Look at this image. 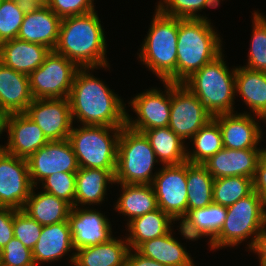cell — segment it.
<instances>
[{
	"instance_id": "d4e9b609",
	"label": "cell",
	"mask_w": 266,
	"mask_h": 266,
	"mask_svg": "<svg viewBox=\"0 0 266 266\" xmlns=\"http://www.w3.org/2000/svg\"><path fill=\"white\" fill-rule=\"evenodd\" d=\"M129 250L126 239L113 237L107 242L76 250L70 262L74 266H125Z\"/></svg>"
},
{
	"instance_id": "d590c367",
	"label": "cell",
	"mask_w": 266,
	"mask_h": 266,
	"mask_svg": "<svg viewBox=\"0 0 266 266\" xmlns=\"http://www.w3.org/2000/svg\"><path fill=\"white\" fill-rule=\"evenodd\" d=\"M248 63L243 66L253 71L266 72V17L255 11Z\"/></svg>"
},
{
	"instance_id": "7402d4cb",
	"label": "cell",
	"mask_w": 266,
	"mask_h": 266,
	"mask_svg": "<svg viewBox=\"0 0 266 266\" xmlns=\"http://www.w3.org/2000/svg\"><path fill=\"white\" fill-rule=\"evenodd\" d=\"M227 215V207L211 203L204 208L191 210L179 223L185 239L198 240L209 237V243L220 232Z\"/></svg>"
},
{
	"instance_id": "d6a6232c",
	"label": "cell",
	"mask_w": 266,
	"mask_h": 266,
	"mask_svg": "<svg viewBox=\"0 0 266 266\" xmlns=\"http://www.w3.org/2000/svg\"><path fill=\"white\" fill-rule=\"evenodd\" d=\"M214 178L203 164L187 161V214L213 203Z\"/></svg>"
},
{
	"instance_id": "e575fe53",
	"label": "cell",
	"mask_w": 266,
	"mask_h": 266,
	"mask_svg": "<svg viewBox=\"0 0 266 266\" xmlns=\"http://www.w3.org/2000/svg\"><path fill=\"white\" fill-rule=\"evenodd\" d=\"M253 178L229 176L214 179L213 203L224 207L233 205L253 191Z\"/></svg>"
},
{
	"instance_id": "8d00e7d4",
	"label": "cell",
	"mask_w": 266,
	"mask_h": 266,
	"mask_svg": "<svg viewBox=\"0 0 266 266\" xmlns=\"http://www.w3.org/2000/svg\"><path fill=\"white\" fill-rule=\"evenodd\" d=\"M162 1V2H161ZM156 5L157 9L170 17L181 19H208L197 12L207 7L216 8L220 0H161Z\"/></svg>"
},
{
	"instance_id": "f6af8a7d",
	"label": "cell",
	"mask_w": 266,
	"mask_h": 266,
	"mask_svg": "<svg viewBox=\"0 0 266 266\" xmlns=\"http://www.w3.org/2000/svg\"><path fill=\"white\" fill-rule=\"evenodd\" d=\"M131 251L132 249L127 254L125 266H166L153 259L142 256L135 249L133 253Z\"/></svg>"
},
{
	"instance_id": "ee69618b",
	"label": "cell",
	"mask_w": 266,
	"mask_h": 266,
	"mask_svg": "<svg viewBox=\"0 0 266 266\" xmlns=\"http://www.w3.org/2000/svg\"><path fill=\"white\" fill-rule=\"evenodd\" d=\"M253 190L261 197L266 205V154H264L258 164L252 179Z\"/></svg>"
},
{
	"instance_id": "6da1fadb",
	"label": "cell",
	"mask_w": 266,
	"mask_h": 266,
	"mask_svg": "<svg viewBox=\"0 0 266 266\" xmlns=\"http://www.w3.org/2000/svg\"><path fill=\"white\" fill-rule=\"evenodd\" d=\"M96 68H79L69 94L72 121L82 125L123 127L126 107L105 83L90 74Z\"/></svg>"
},
{
	"instance_id": "f546056e",
	"label": "cell",
	"mask_w": 266,
	"mask_h": 266,
	"mask_svg": "<svg viewBox=\"0 0 266 266\" xmlns=\"http://www.w3.org/2000/svg\"><path fill=\"white\" fill-rule=\"evenodd\" d=\"M174 220L159 207L140 217L132 219L126 226L129 248L134 250L145 241L162 237L171 230Z\"/></svg>"
},
{
	"instance_id": "3957f363",
	"label": "cell",
	"mask_w": 266,
	"mask_h": 266,
	"mask_svg": "<svg viewBox=\"0 0 266 266\" xmlns=\"http://www.w3.org/2000/svg\"><path fill=\"white\" fill-rule=\"evenodd\" d=\"M209 22L204 18H179L177 83H183L222 53L221 38Z\"/></svg>"
},
{
	"instance_id": "4fadbf2b",
	"label": "cell",
	"mask_w": 266,
	"mask_h": 266,
	"mask_svg": "<svg viewBox=\"0 0 266 266\" xmlns=\"http://www.w3.org/2000/svg\"><path fill=\"white\" fill-rule=\"evenodd\" d=\"M32 188L27 159L0 151V207L23 209Z\"/></svg>"
},
{
	"instance_id": "4dcf8cb0",
	"label": "cell",
	"mask_w": 266,
	"mask_h": 266,
	"mask_svg": "<svg viewBox=\"0 0 266 266\" xmlns=\"http://www.w3.org/2000/svg\"><path fill=\"white\" fill-rule=\"evenodd\" d=\"M235 86L252 113L257 117L266 113V72L236 67Z\"/></svg>"
},
{
	"instance_id": "cb8c5ba5",
	"label": "cell",
	"mask_w": 266,
	"mask_h": 266,
	"mask_svg": "<svg viewBox=\"0 0 266 266\" xmlns=\"http://www.w3.org/2000/svg\"><path fill=\"white\" fill-rule=\"evenodd\" d=\"M50 49L18 38L0 44V61L17 72L29 75L43 64Z\"/></svg>"
},
{
	"instance_id": "7c38bea8",
	"label": "cell",
	"mask_w": 266,
	"mask_h": 266,
	"mask_svg": "<svg viewBox=\"0 0 266 266\" xmlns=\"http://www.w3.org/2000/svg\"><path fill=\"white\" fill-rule=\"evenodd\" d=\"M163 84L165 91L152 88L136 95L128 102L137 114V119L132 120L133 118L126 113L127 127L142 133L153 128L168 127L171 112V82Z\"/></svg>"
},
{
	"instance_id": "7dc6e473",
	"label": "cell",
	"mask_w": 266,
	"mask_h": 266,
	"mask_svg": "<svg viewBox=\"0 0 266 266\" xmlns=\"http://www.w3.org/2000/svg\"><path fill=\"white\" fill-rule=\"evenodd\" d=\"M9 114L3 110H0V136L3 134L2 132L7 129V119H8ZM3 145H0V151L4 150Z\"/></svg>"
},
{
	"instance_id": "30bf717a",
	"label": "cell",
	"mask_w": 266,
	"mask_h": 266,
	"mask_svg": "<svg viewBox=\"0 0 266 266\" xmlns=\"http://www.w3.org/2000/svg\"><path fill=\"white\" fill-rule=\"evenodd\" d=\"M213 116L182 83L171 82V112L168 127L183 141L191 139Z\"/></svg>"
},
{
	"instance_id": "2e32d148",
	"label": "cell",
	"mask_w": 266,
	"mask_h": 266,
	"mask_svg": "<svg viewBox=\"0 0 266 266\" xmlns=\"http://www.w3.org/2000/svg\"><path fill=\"white\" fill-rule=\"evenodd\" d=\"M87 208L89 207L83 209L74 206L68 215L75 252L80 248L98 245L113 238L110 220L100 211Z\"/></svg>"
},
{
	"instance_id": "d6986e66",
	"label": "cell",
	"mask_w": 266,
	"mask_h": 266,
	"mask_svg": "<svg viewBox=\"0 0 266 266\" xmlns=\"http://www.w3.org/2000/svg\"><path fill=\"white\" fill-rule=\"evenodd\" d=\"M62 19L46 4L28 7L17 38L54 50Z\"/></svg>"
},
{
	"instance_id": "b9f144b4",
	"label": "cell",
	"mask_w": 266,
	"mask_h": 266,
	"mask_svg": "<svg viewBox=\"0 0 266 266\" xmlns=\"http://www.w3.org/2000/svg\"><path fill=\"white\" fill-rule=\"evenodd\" d=\"M45 4L61 19L95 11L94 0H45Z\"/></svg>"
},
{
	"instance_id": "ac0fdd59",
	"label": "cell",
	"mask_w": 266,
	"mask_h": 266,
	"mask_svg": "<svg viewBox=\"0 0 266 266\" xmlns=\"http://www.w3.org/2000/svg\"><path fill=\"white\" fill-rule=\"evenodd\" d=\"M264 154L266 148L235 150L223 147L203 165L214 179L229 176L253 178L257 164Z\"/></svg>"
},
{
	"instance_id": "52a82bcc",
	"label": "cell",
	"mask_w": 266,
	"mask_h": 266,
	"mask_svg": "<svg viewBox=\"0 0 266 266\" xmlns=\"http://www.w3.org/2000/svg\"><path fill=\"white\" fill-rule=\"evenodd\" d=\"M265 207L263 200L254 190L228 206L224 224L217 236L209 243L210 248L215 250L227 246L234 247L252 236L248 244L251 251L266 221Z\"/></svg>"
},
{
	"instance_id": "5bb4252c",
	"label": "cell",
	"mask_w": 266,
	"mask_h": 266,
	"mask_svg": "<svg viewBox=\"0 0 266 266\" xmlns=\"http://www.w3.org/2000/svg\"><path fill=\"white\" fill-rule=\"evenodd\" d=\"M30 181L34 187L46 177L60 172L79 170L76 155L68 139L49 141L28 159Z\"/></svg>"
},
{
	"instance_id": "9a60e30c",
	"label": "cell",
	"mask_w": 266,
	"mask_h": 266,
	"mask_svg": "<svg viewBox=\"0 0 266 266\" xmlns=\"http://www.w3.org/2000/svg\"><path fill=\"white\" fill-rule=\"evenodd\" d=\"M25 113L49 141L68 139L73 125L68 98L33 99Z\"/></svg>"
},
{
	"instance_id": "8fae6325",
	"label": "cell",
	"mask_w": 266,
	"mask_h": 266,
	"mask_svg": "<svg viewBox=\"0 0 266 266\" xmlns=\"http://www.w3.org/2000/svg\"><path fill=\"white\" fill-rule=\"evenodd\" d=\"M152 186L157 205L174 221L187 215V161L178 165H164L154 177Z\"/></svg>"
},
{
	"instance_id": "c3c4849f",
	"label": "cell",
	"mask_w": 266,
	"mask_h": 266,
	"mask_svg": "<svg viewBox=\"0 0 266 266\" xmlns=\"http://www.w3.org/2000/svg\"><path fill=\"white\" fill-rule=\"evenodd\" d=\"M12 1L24 4L28 7H35L45 4V0H12Z\"/></svg>"
},
{
	"instance_id": "484cf974",
	"label": "cell",
	"mask_w": 266,
	"mask_h": 266,
	"mask_svg": "<svg viewBox=\"0 0 266 266\" xmlns=\"http://www.w3.org/2000/svg\"><path fill=\"white\" fill-rule=\"evenodd\" d=\"M110 183H115V175L110 170L79 167L76 172L75 207L102 203Z\"/></svg>"
},
{
	"instance_id": "5b68a950",
	"label": "cell",
	"mask_w": 266,
	"mask_h": 266,
	"mask_svg": "<svg viewBox=\"0 0 266 266\" xmlns=\"http://www.w3.org/2000/svg\"><path fill=\"white\" fill-rule=\"evenodd\" d=\"M223 52L193 73L182 84L186 86L214 117L233 113L236 94V68L226 66Z\"/></svg>"
},
{
	"instance_id": "836d02e7",
	"label": "cell",
	"mask_w": 266,
	"mask_h": 266,
	"mask_svg": "<svg viewBox=\"0 0 266 266\" xmlns=\"http://www.w3.org/2000/svg\"><path fill=\"white\" fill-rule=\"evenodd\" d=\"M193 150L186 152V160L193 164H203L223 146L219 124L212 118L192 138Z\"/></svg>"
},
{
	"instance_id": "60d3db41",
	"label": "cell",
	"mask_w": 266,
	"mask_h": 266,
	"mask_svg": "<svg viewBox=\"0 0 266 266\" xmlns=\"http://www.w3.org/2000/svg\"><path fill=\"white\" fill-rule=\"evenodd\" d=\"M0 266H36L32 250L15 237L0 251Z\"/></svg>"
},
{
	"instance_id": "e0dca14e",
	"label": "cell",
	"mask_w": 266,
	"mask_h": 266,
	"mask_svg": "<svg viewBox=\"0 0 266 266\" xmlns=\"http://www.w3.org/2000/svg\"><path fill=\"white\" fill-rule=\"evenodd\" d=\"M254 116V117H253ZM245 113H226L214 116L219 124L224 148L235 150L260 149L257 145L261 142L262 129L256 122L255 116Z\"/></svg>"
},
{
	"instance_id": "74e56055",
	"label": "cell",
	"mask_w": 266,
	"mask_h": 266,
	"mask_svg": "<svg viewBox=\"0 0 266 266\" xmlns=\"http://www.w3.org/2000/svg\"><path fill=\"white\" fill-rule=\"evenodd\" d=\"M28 6L3 0L0 6V44L17 38Z\"/></svg>"
},
{
	"instance_id": "ab89813d",
	"label": "cell",
	"mask_w": 266,
	"mask_h": 266,
	"mask_svg": "<svg viewBox=\"0 0 266 266\" xmlns=\"http://www.w3.org/2000/svg\"><path fill=\"white\" fill-rule=\"evenodd\" d=\"M42 225L27 215L22 209H14L13 231L14 237L28 249L33 250L39 240Z\"/></svg>"
},
{
	"instance_id": "1f68e13d",
	"label": "cell",
	"mask_w": 266,
	"mask_h": 266,
	"mask_svg": "<svg viewBox=\"0 0 266 266\" xmlns=\"http://www.w3.org/2000/svg\"><path fill=\"white\" fill-rule=\"evenodd\" d=\"M143 133L162 165H178L187 161L185 141L169 127L153 128Z\"/></svg>"
},
{
	"instance_id": "bcb514c9",
	"label": "cell",
	"mask_w": 266,
	"mask_h": 266,
	"mask_svg": "<svg viewBox=\"0 0 266 266\" xmlns=\"http://www.w3.org/2000/svg\"><path fill=\"white\" fill-rule=\"evenodd\" d=\"M251 250L258 254L260 266H266V221Z\"/></svg>"
},
{
	"instance_id": "7bdbcfd3",
	"label": "cell",
	"mask_w": 266,
	"mask_h": 266,
	"mask_svg": "<svg viewBox=\"0 0 266 266\" xmlns=\"http://www.w3.org/2000/svg\"><path fill=\"white\" fill-rule=\"evenodd\" d=\"M14 208L0 207V251L14 238Z\"/></svg>"
},
{
	"instance_id": "ba28073f",
	"label": "cell",
	"mask_w": 266,
	"mask_h": 266,
	"mask_svg": "<svg viewBox=\"0 0 266 266\" xmlns=\"http://www.w3.org/2000/svg\"><path fill=\"white\" fill-rule=\"evenodd\" d=\"M144 133L126 125L122 127L117 149L115 183L152 184L157 172L152 173L158 161Z\"/></svg>"
},
{
	"instance_id": "f1b7e54d",
	"label": "cell",
	"mask_w": 266,
	"mask_h": 266,
	"mask_svg": "<svg viewBox=\"0 0 266 266\" xmlns=\"http://www.w3.org/2000/svg\"><path fill=\"white\" fill-rule=\"evenodd\" d=\"M120 184L122 194L118 198L115 210L128 216L127 224L137 217L158 208L152 184Z\"/></svg>"
},
{
	"instance_id": "4316f807",
	"label": "cell",
	"mask_w": 266,
	"mask_h": 266,
	"mask_svg": "<svg viewBox=\"0 0 266 266\" xmlns=\"http://www.w3.org/2000/svg\"><path fill=\"white\" fill-rule=\"evenodd\" d=\"M135 250L166 266H195L185 247L172 236V229L162 237L143 242Z\"/></svg>"
},
{
	"instance_id": "83f0119b",
	"label": "cell",
	"mask_w": 266,
	"mask_h": 266,
	"mask_svg": "<svg viewBox=\"0 0 266 266\" xmlns=\"http://www.w3.org/2000/svg\"><path fill=\"white\" fill-rule=\"evenodd\" d=\"M34 187L23 211L42 226L68 221L72 206L65 200L44 191L35 194Z\"/></svg>"
},
{
	"instance_id": "9c48e42d",
	"label": "cell",
	"mask_w": 266,
	"mask_h": 266,
	"mask_svg": "<svg viewBox=\"0 0 266 266\" xmlns=\"http://www.w3.org/2000/svg\"><path fill=\"white\" fill-rule=\"evenodd\" d=\"M78 69L74 62L50 50L43 64L29 74L33 99L68 98Z\"/></svg>"
},
{
	"instance_id": "7a4b0ae2",
	"label": "cell",
	"mask_w": 266,
	"mask_h": 266,
	"mask_svg": "<svg viewBox=\"0 0 266 266\" xmlns=\"http://www.w3.org/2000/svg\"><path fill=\"white\" fill-rule=\"evenodd\" d=\"M63 18L54 51L74 62L79 68H108L105 57L107 42L96 13Z\"/></svg>"
},
{
	"instance_id": "603a6c76",
	"label": "cell",
	"mask_w": 266,
	"mask_h": 266,
	"mask_svg": "<svg viewBox=\"0 0 266 266\" xmlns=\"http://www.w3.org/2000/svg\"><path fill=\"white\" fill-rule=\"evenodd\" d=\"M75 250L68 221L45 225L42 227L39 240L32 250L36 266L42 262L60 260L69 251Z\"/></svg>"
},
{
	"instance_id": "ffe728a7",
	"label": "cell",
	"mask_w": 266,
	"mask_h": 266,
	"mask_svg": "<svg viewBox=\"0 0 266 266\" xmlns=\"http://www.w3.org/2000/svg\"><path fill=\"white\" fill-rule=\"evenodd\" d=\"M8 143L4 151L28 159L49 142L41 128L26 113L9 114L7 119Z\"/></svg>"
},
{
	"instance_id": "8992f818",
	"label": "cell",
	"mask_w": 266,
	"mask_h": 266,
	"mask_svg": "<svg viewBox=\"0 0 266 266\" xmlns=\"http://www.w3.org/2000/svg\"><path fill=\"white\" fill-rule=\"evenodd\" d=\"M121 130L122 127L72 126L68 140L79 167L110 170L115 175Z\"/></svg>"
},
{
	"instance_id": "44dd1931",
	"label": "cell",
	"mask_w": 266,
	"mask_h": 266,
	"mask_svg": "<svg viewBox=\"0 0 266 266\" xmlns=\"http://www.w3.org/2000/svg\"><path fill=\"white\" fill-rule=\"evenodd\" d=\"M33 101L29 75L17 72L0 61V110L25 113Z\"/></svg>"
},
{
	"instance_id": "f35d334b",
	"label": "cell",
	"mask_w": 266,
	"mask_h": 266,
	"mask_svg": "<svg viewBox=\"0 0 266 266\" xmlns=\"http://www.w3.org/2000/svg\"><path fill=\"white\" fill-rule=\"evenodd\" d=\"M44 192L75 206L76 173L60 172L46 177L42 182Z\"/></svg>"
},
{
	"instance_id": "277c9868",
	"label": "cell",
	"mask_w": 266,
	"mask_h": 266,
	"mask_svg": "<svg viewBox=\"0 0 266 266\" xmlns=\"http://www.w3.org/2000/svg\"><path fill=\"white\" fill-rule=\"evenodd\" d=\"M179 18L157 8L150 29L138 53L140 61L161 81L177 83V41Z\"/></svg>"
},
{
	"instance_id": "681fc988",
	"label": "cell",
	"mask_w": 266,
	"mask_h": 266,
	"mask_svg": "<svg viewBox=\"0 0 266 266\" xmlns=\"http://www.w3.org/2000/svg\"><path fill=\"white\" fill-rule=\"evenodd\" d=\"M259 118H260V119H259ZM258 119H259V120H263V121L266 122V113H263V114H261L260 116H258Z\"/></svg>"
}]
</instances>
